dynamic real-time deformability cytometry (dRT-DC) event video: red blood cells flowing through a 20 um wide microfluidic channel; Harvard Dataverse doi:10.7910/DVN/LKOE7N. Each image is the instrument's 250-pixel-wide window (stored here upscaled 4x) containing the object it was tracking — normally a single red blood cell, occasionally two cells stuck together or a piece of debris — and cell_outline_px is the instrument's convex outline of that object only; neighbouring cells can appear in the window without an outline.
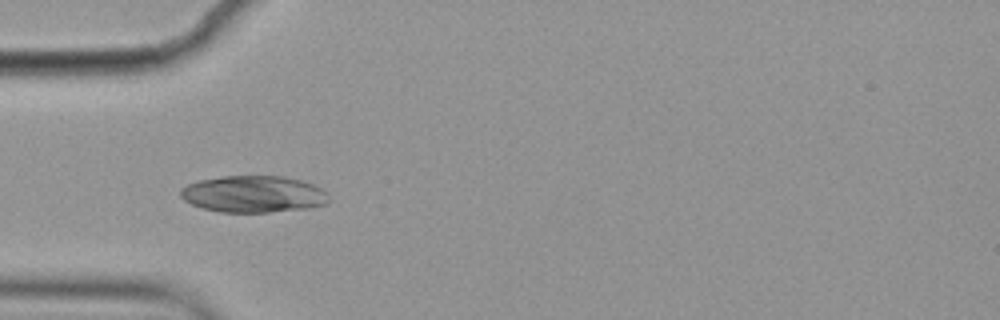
{"species": "common noctule bat (a hibernating species)", "species_latin": "Nyctalus noctula", "temperature_condition": "cold", "stored_images_in_passage": 1, "camera_frame_rate_fps": 3000, "um_per_image_px": 0.085, "animal": {"sex": "female", "body_mass_g": 19.9}, "frame": {"image": 1, "passage_image": 1, "time_ms": 0.0, "image_size_px": [1000, 320], "cell_outline_px": [[328, 200], [324, 204], [308, 208], [268, 212], [220, 212], [200, 208], [184, 200], [180, 196], [180, 188], [188, 184], [200, 180], [224, 176], [280, 176], [300, 180], [312, 184], [320, 188], [324, 192]], "centroid_in_image_um": [21.48, 16.5], "position_along_channel_um": 63.5, "area_um2": 31.5}}